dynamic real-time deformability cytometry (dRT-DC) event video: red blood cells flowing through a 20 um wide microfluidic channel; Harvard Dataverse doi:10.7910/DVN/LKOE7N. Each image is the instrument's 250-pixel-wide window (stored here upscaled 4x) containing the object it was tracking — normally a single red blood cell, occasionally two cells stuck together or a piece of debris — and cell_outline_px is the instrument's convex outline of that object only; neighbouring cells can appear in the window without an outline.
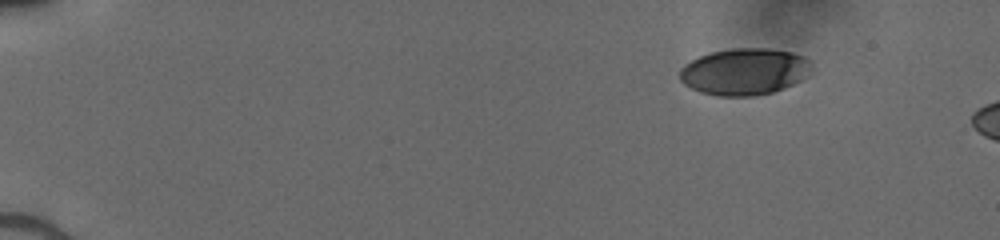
{"species": "human", "species_latin": "Homo sapiens", "temperature_condition": "cold", "stored_images_in_passage": 7, "camera_frame_rate_fps": 3000, "um_per_image_px": 0.085, "donor": {"sex": "male"}, "frame": {"image": 1, "passage_image": 1, "time_ms": 0.0, "image_size_px": [1000, 240], "cell_outline_px": [[808, 60], [800, 80], [784, 88], [772, 92], [752, 96], [716, 96], [700, 92], [684, 84], [680, 80], [680, 68], [684, 64], [700, 56], [712, 52], [732, 48], [768, 48], [792, 52]], "centroid_in_image_um": [63.16, 6.09], "position_along_channel_um": 21.8, "area_um2": 35.14}}